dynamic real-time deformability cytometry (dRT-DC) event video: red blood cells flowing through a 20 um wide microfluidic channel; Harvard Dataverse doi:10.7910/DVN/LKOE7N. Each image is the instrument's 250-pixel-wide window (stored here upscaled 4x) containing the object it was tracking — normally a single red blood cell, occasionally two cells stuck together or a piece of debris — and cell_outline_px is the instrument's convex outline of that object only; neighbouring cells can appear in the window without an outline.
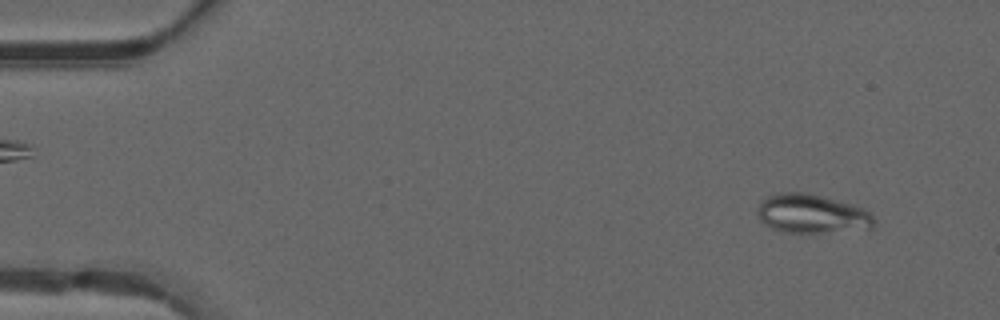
{"species": "common noctule bat (a hibernating species)", "species_latin": "Nyctalus noctula", "temperature_condition": "warm", "stored_images_in_passage": 49, "camera_frame_rate_fps": 3000, "um_per_image_px": 0.085, "animal": {"sex": "male", "forearm_length_mm": 52.5}, "frame": {"image": 1, "passage_image": 4, "time_ms": 1.0, "image_size_px": [1000, 320], "cell_outline_px": [[876, 220], [872, 228], [820, 232], [780, 232], [764, 224], [760, 220], [756, 212], [756, 208], [760, 200], [764, 196], [780, 192], [804, 192], [852, 204], [864, 208]], "centroid_in_image_um": [68.93, 18.16], "position_along_channel_um": 16.1, "area_um2": 26.53}}
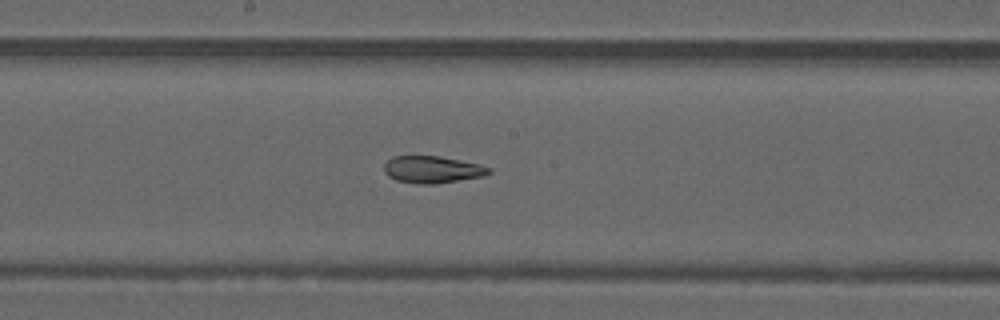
{"frame": {"image": 2, "passage_image": 26, "time_ms": 8.333, "image_size_px": [1000, 320], "cell_outline_px": [[492, 172], [484, 176], [436, 184], [416, 184], [396, 180], [388, 176], [384, 172], [384, 164], [392, 156], [440, 156], [480, 164], [492, 168]], "centroid_in_image_um": [36.76, 14.41], "position_along_channel_um": 211.4, "area_um2": 16.7}}
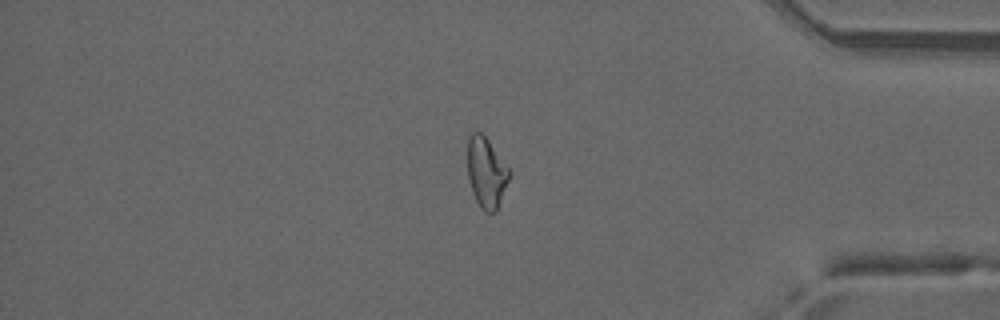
{"frame": {"image": 3, "passage_image": 41, "time_ms": 13.333, "image_size_px": [1000, 320], "cell_outline_px": [[512, 172], [496, 212], [484, 212], [480, 208], [472, 192], [468, 180], [468, 140], [472, 132], [480, 132], [488, 140]], "centroid_in_image_um": [41.34, 14.7], "position_along_channel_um": 393.9, "area_um2": 17.11}, "authors_computed_cell_mechanics": {"area_um2": 18.9584, "velocity_mm_per_s": 4.1919, "shape_relaxation_time_tau1_ms": null, "shape_relaxation_time_tau2_ms": 2.3787, "deformation_change_tau1": null, "deformation_change_tau2": 0.0902}}